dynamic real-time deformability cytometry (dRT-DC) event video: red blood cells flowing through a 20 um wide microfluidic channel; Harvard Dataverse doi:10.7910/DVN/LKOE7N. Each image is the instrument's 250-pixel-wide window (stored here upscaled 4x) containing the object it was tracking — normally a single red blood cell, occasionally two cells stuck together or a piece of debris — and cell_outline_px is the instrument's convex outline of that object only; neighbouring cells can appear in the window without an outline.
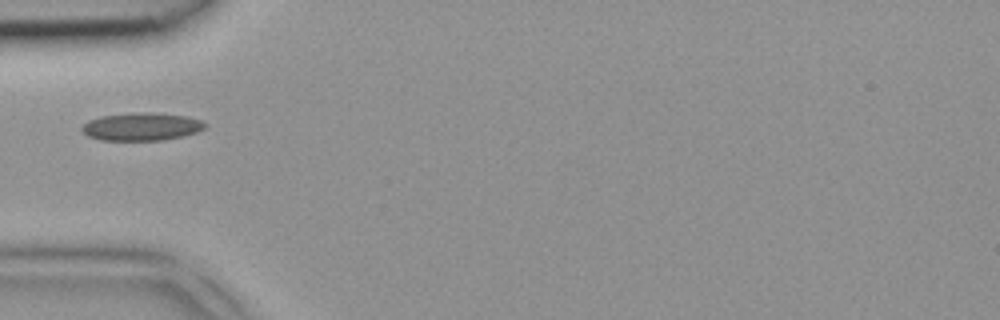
{"species": "common noctule bat (a hibernating species)", "species_latin": "Nyctalus noctula", "temperature_condition": "room temperature", "stored_images_in_passage": 1, "camera_frame_rate_fps": 3000, "um_per_image_px": 0.085, "animal": {"sex": "female", "body_mass_g": 18.4}, "frame": {"image": 1, "passage_image": 1, "time_ms": 0.0, "image_size_px": [1000, 320], "cell_outline_px": [[208, 124], [204, 128], [196, 132], [180, 136], [160, 140], [100, 140], [88, 136], [80, 128], [88, 120], [100, 116], [140, 112], [152, 112], [188, 116], [200, 120]], "centroid_in_image_um": [12.02, 10.75], "position_along_channel_um": 73.0, "area_um2": 19.88}}